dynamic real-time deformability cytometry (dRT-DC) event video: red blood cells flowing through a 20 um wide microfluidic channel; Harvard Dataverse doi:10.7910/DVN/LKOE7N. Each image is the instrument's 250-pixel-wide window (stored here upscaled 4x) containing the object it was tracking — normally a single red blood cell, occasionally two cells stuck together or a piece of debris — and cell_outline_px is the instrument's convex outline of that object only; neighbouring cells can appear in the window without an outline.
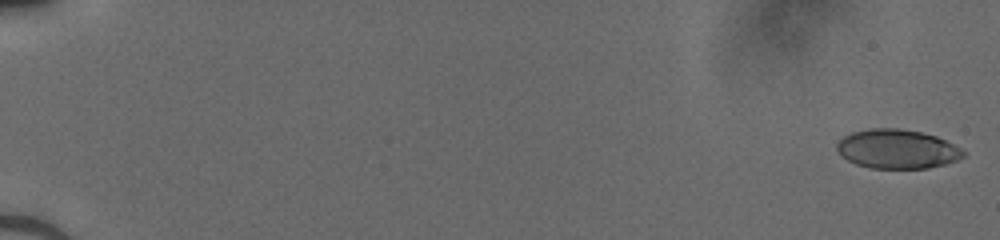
{"species": "human", "species_latin": "Homo sapiens", "temperature_condition": "cold", "stored_images_in_passage": 51, "camera_frame_rate_fps": 3000, "um_per_image_px": 0.085, "donor": {"sex": "male"}, "frame": {"image": 1, "passage_image": 1, "time_ms": 0.0, "image_size_px": [1000, 240], "cell_outline_px": [[964, 156], [956, 160], [944, 164], [928, 168], [868, 168], [856, 164], [848, 160], [836, 148], [836, 144], [844, 136], [852, 132], [872, 128], [896, 128], [920, 132], [936, 136], [960, 148], [964, 152]], "centroid_in_image_um": [76.24, 12.67], "position_along_channel_um": 8.8, "area_um2": 28.5}}
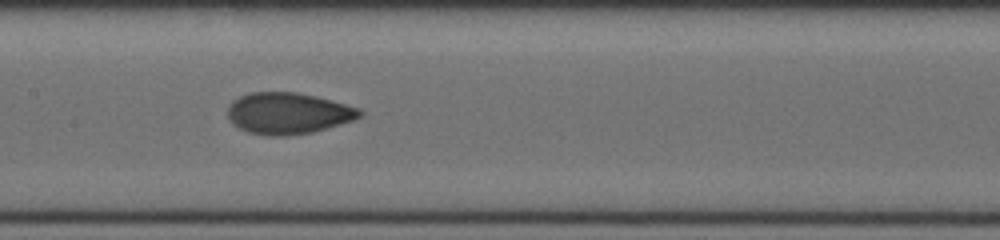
{"frame": {"image": 2, "passage_image": 28, "time_ms": 9.0, "image_size_px": [1000, 240], "cell_outline_px": [[364, 112], [360, 116], [352, 120], [340, 124], [312, 132], [284, 136], [272, 136], [248, 132], [232, 124], [228, 116], [228, 108], [232, 100], [248, 92], [296, 92], [316, 96], [360, 108]], "centroid_in_image_um": [24.47, 9.62], "position_along_channel_um": 182.9, "area_um2": 31.79}}
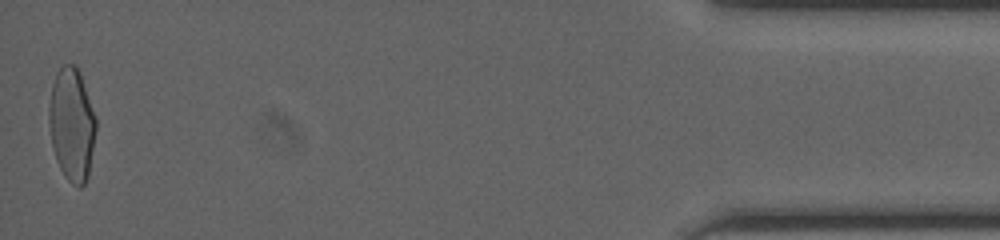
{"frame": {"image": 3, "passage_image": 51, "time_ms": 16.667, "image_size_px": [1000, 240], "cell_outline_px": [[96, 128], [88, 176], [84, 184], [80, 188], [72, 184], [64, 176], [56, 160], [52, 144], [48, 120], [48, 108], [52, 84], [56, 72], [64, 64], [76, 64], [80, 72], [96, 116]], "centroid_in_image_um": [6.1, 10.55], "position_along_channel_um": 429.1, "area_um2": 31.1}}